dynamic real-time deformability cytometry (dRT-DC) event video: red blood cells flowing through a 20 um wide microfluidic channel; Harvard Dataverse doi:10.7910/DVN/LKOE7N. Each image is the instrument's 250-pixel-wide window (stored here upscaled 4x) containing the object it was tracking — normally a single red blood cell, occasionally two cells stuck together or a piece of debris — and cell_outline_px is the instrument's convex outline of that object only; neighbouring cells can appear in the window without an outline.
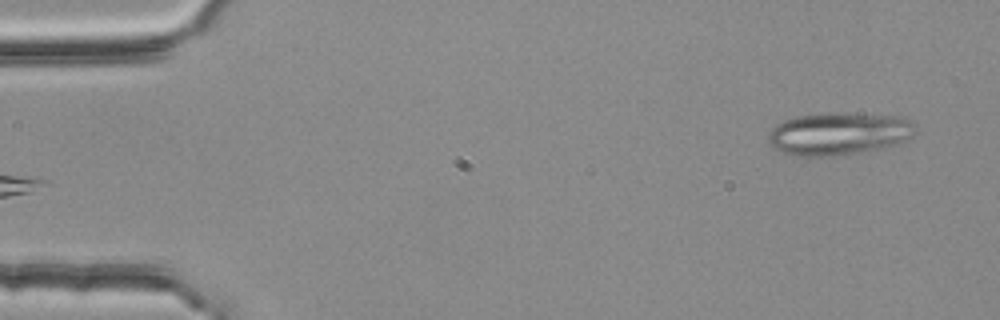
{"species": "common noctule bat (a hibernating species)", "species_latin": "Nyctalus noctula", "temperature_condition": "room temperature", "stored_images_in_passage": 4, "segment_of_instrument_passage": [2, 2], "camera_frame_rate_fps": 3000, "um_per_image_px": 0.085, "animal": {"sex": "female", "body_mass_g": 25.1}, "frame": {"image": 1, "passage_image": 4, "time_ms": 1.0, "image_size_px": [1000, 320], "cell_outline_px": [[916, 132], [912, 136], [896, 144], [880, 148], [860, 152], [824, 156], [792, 156], [776, 148], [768, 140], [768, 132], [776, 124], [784, 120], [800, 116], [832, 112], [900, 116], [916, 124]], "centroid_in_image_um": [71.31, 11.35], "position_along_channel_um": 13.7, "area_um2": 36.3}}